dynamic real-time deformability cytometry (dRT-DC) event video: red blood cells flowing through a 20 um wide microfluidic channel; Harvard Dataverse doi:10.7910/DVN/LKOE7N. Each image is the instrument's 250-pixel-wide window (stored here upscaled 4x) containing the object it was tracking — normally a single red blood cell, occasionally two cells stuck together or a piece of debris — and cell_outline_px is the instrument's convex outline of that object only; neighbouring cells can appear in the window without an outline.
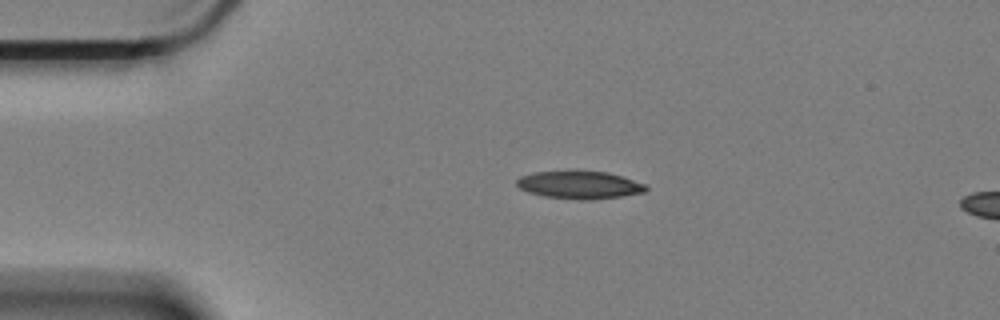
{"species": "Egyptian fruit bat (a non-hibernating species)", "species_latin": "Rousettus aegyptiacus", "temperature_condition": "cold", "stored_images_in_passage": 48, "camera_frame_rate_fps": 3000, "um_per_image_px": 0.085, "animal": {"sex": "female"}, "frame": {"image": 1, "passage_image": 1, "time_ms": 0.0, "image_size_px": [1000, 320], "cell_outline_px": [[648, 188], [644, 192], [620, 196], [588, 200], [580, 200], [544, 196], [528, 192], [520, 188], [516, 184], [516, 180], [520, 176], [536, 172], [608, 172], [644, 184]], "centroid_in_image_um": [49.22, 15.73], "position_along_channel_um": 35.8, "area_um2": 20.35}}
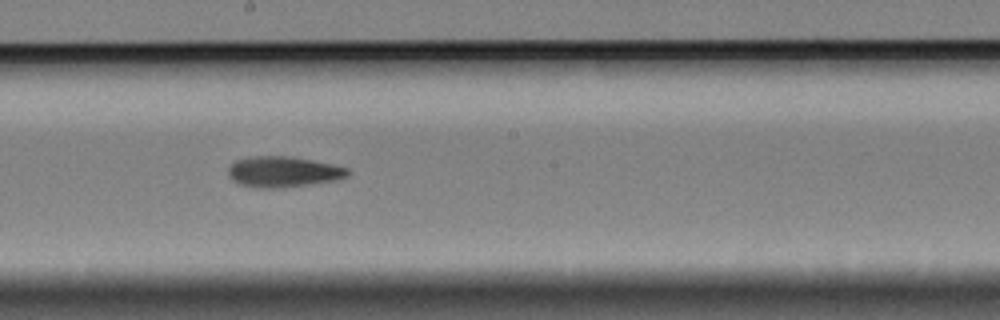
{"frame": {"image": 2, "passage_image": 21, "time_ms": 6.667, "image_size_px": [1000, 320], "cell_outline_px": [[352, 172], [348, 176], [336, 180], [284, 188], [256, 188], [240, 184], [232, 180], [228, 176], [228, 168], [236, 160], [248, 156], [292, 156], [332, 164], [348, 168]], "centroid_in_image_um": [24.08, 14.6], "position_along_channel_um": 224.1, "area_um2": 21.68}}
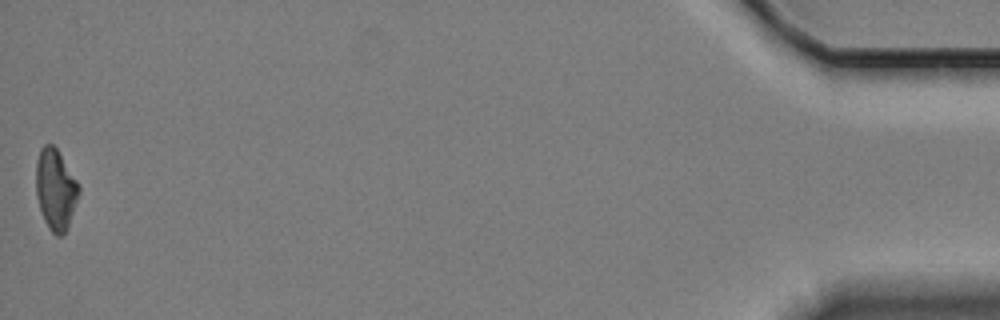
{"frame": {"image": 3, "passage_image": 48, "time_ms": 15.667, "image_size_px": [1000, 320], "cell_outline_px": [[80, 192], [68, 224], [64, 232], [60, 236], [56, 236], [48, 228], [44, 220], [36, 196], [36, 160], [40, 148], [44, 144], [52, 144], [56, 148], [76, 180], [80, 188]], "centroid_in_image_um": [4.7, 16.08], "position_along_channel_um": 430.5, "area_um2": 19.88}, "authors_computed_cell_mechanics": {"area_um2": 20.9236, "velocity_mm_per_s": 3.3343, "shape_relaxation_time_tau1_ms": null, "shape_relaxation_time_tau2_ms": 6.0025, "deformation_change_tau1": null, "deformation_change_tau2": 0.1414}}